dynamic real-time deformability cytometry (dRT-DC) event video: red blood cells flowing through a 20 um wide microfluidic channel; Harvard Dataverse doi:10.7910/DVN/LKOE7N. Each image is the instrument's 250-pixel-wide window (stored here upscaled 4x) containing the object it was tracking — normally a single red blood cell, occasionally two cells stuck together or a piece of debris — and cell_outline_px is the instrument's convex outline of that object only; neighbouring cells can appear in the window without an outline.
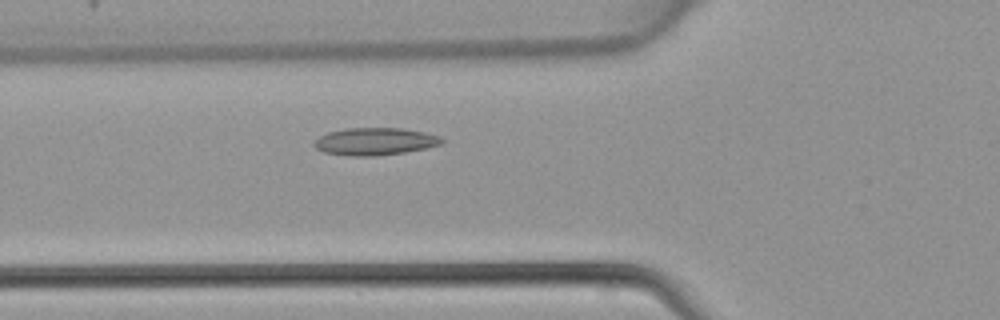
{"species": "common noctule bat (a hibernating species)", "species_latin": "Nyctalus noctula", "temperature_condition": "warm", "stored_images_in_passage": 42, "camera_frame_rate_fps": 3000, "um_per_image_px": 0.085, "animal": {"sex": "female", "body_mass_g": 22.7, "forearm_length_mm": 54.2}, "frame": {"image": 1, "passage_image": 13, "time_ms": 4.0, "image_size_px": [1000, 320], "cell_outline_px": [[444, 144], [428, 148], [404, 152], [376, 156], [348, 156], [324, 152], [316, 148], [312, 144], [312, 140], [328, 132], [344, 128], [404, 128], [424, 132], [440, 136], [444, 140]], "centroid_in_image_um": [31.87, 12.02], "position_along_channel_um": 93.9, "area_um2": 20.69}}
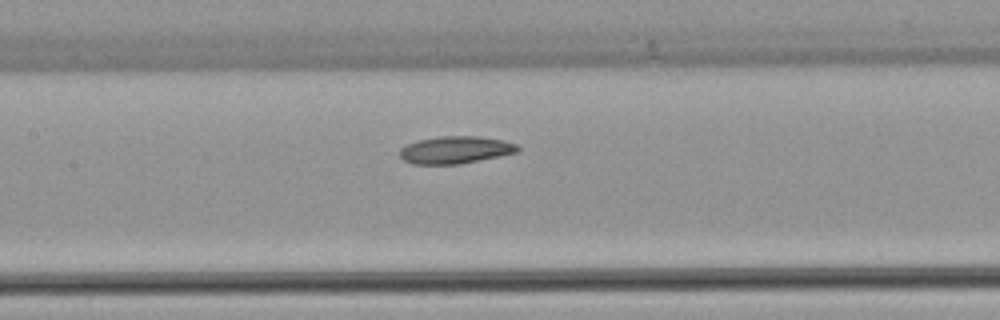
{"frame": {"image": 2, "passage_image": 18, "time_ms": 5.667, "image_size_px": [1000, 320], "cell_outline_px": [[520, 152], [460, 164], [412, 164], [404, 160], [400, 156], [400, 148], [408, 144], [420, 140], [440, 136], [480, 136], [504, 140], [516, 144], [520, 148]], "centroid_in_image_um": [38.75, 12.74], "position_along_channel_um": 168.6, "area_um2": 18.84}}
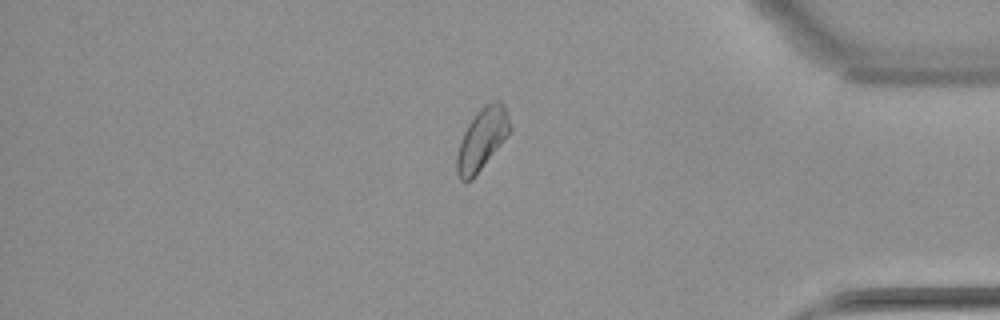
{"frame": {"image": 3, "passage_image": 35, "time_ms": 11.333, "image_size_px": [1000, 320], "cell_outline_px": [[512, 128], [508, 136], [472, 180], [460, 180], [456, 172], [456, 156], [460, 140], [468, 124], [476, 112], [480, 108], [496, 100], [500, 100], [504, 104], [508, 112]], "centroid_in_image_um": [40.98, 11.82], "position_along_channel_um": 394.2, "area_um2": 19.25}}